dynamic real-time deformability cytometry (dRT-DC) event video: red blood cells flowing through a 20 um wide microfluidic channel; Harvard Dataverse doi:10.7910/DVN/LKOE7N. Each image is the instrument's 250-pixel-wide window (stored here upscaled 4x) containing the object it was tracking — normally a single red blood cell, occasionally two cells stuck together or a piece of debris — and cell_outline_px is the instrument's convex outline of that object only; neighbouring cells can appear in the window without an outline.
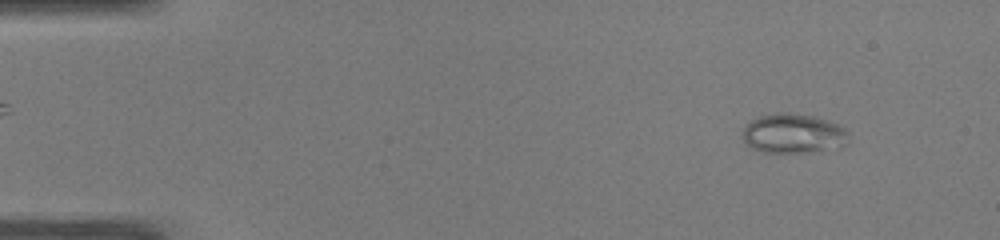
{"species": "common noctule bat (a hibernating species)", "species_latin": "Nyctalus noctula", "temperature_condition": "warm", "stored_images_in_passage": 47, "camera_frame_rate_fps": 3000, "um_per_image_px": 0.085, "animal": {"sex": "male", "body_mass_g": 19.0, "forearm_length_mm": 50.8}, "frame": {"image": 1, "passage_image": 2, "time_ms": 0.333, "image_size_px": [1000, 240], "cell_outline_px": [[848, 144], [800, 152], [764, 152], [752, 148], [744, 140], [744, 128], [752, 120], [760, 116], [780, 112], [788, 112], [816, 116], [828, 120], [844, 128], [848, 132]], "centroid_in_image_um": [67.43, 11.32], "position_along_channel_um": 17.6, "area_um2": 23.87}}
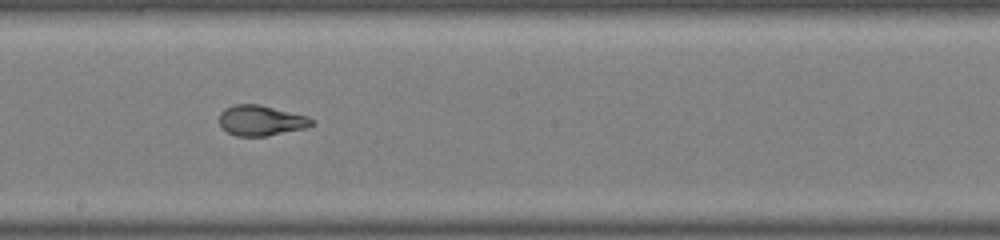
{"frame": {"image": 2, "passage_image": 25, "time_ms": 8.0, "image_size_px": [1000, 240], "cell_outline_px": [[312, 124], [308, 128], [264, 136], [236, 136], [228, 132], [220, 124], [220, 112], [224, 108], [232, 104], [260, 104], [308, 116], [312, 120]], "centroid_in_image_um": [22.18, 10.23], "position_along_channel_um": 226.0, "area_um2": 16.36}}
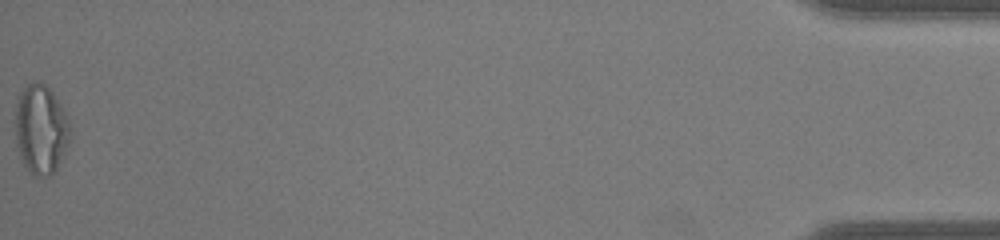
{"frame": {"image": 3, "passage_image": 47, "time_ms": 15.333, "image_size_px": [1000, 240], "cell_outline_px": [[72, 132], [68, 144], [56, 168], [48, 176], [40, 176], [32, 172], [24, 164], [20, 156], [16, 144], [16, 96], [28, 84], [36, 80], [44, 84], [52, 92], [60, 104], [68, 120]], "centroid_in_image_um": [3.47, 10.95], "position_along_channel_um": 431.7, "area_um2": 28.21}}